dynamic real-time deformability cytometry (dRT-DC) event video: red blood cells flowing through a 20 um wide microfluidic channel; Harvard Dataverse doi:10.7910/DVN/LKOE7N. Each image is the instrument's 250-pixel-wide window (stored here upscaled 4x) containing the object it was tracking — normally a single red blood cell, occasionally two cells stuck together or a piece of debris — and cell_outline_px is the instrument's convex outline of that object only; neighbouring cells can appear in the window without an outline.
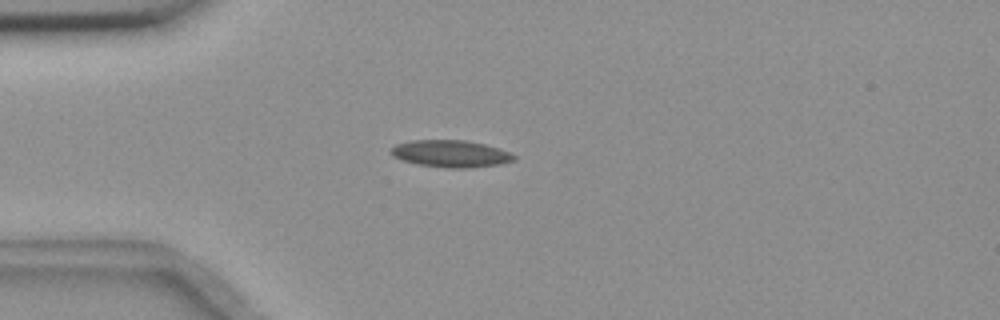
{"species": "common noctule bat (a hibernating species)", "species_latin": "Nyctalus noctula", "temperature_condition": "room temperature", "stored_images_in_passage": 3, "camera_frame_rate_fps": 3000, "um_per_image_px": 0.085, "animal": {"sex": "female", "body_mass_g": 18.4}, "frame": {"image": 1, "passage_image": 1, "time_ms": 0.0, "image_size_px": [1000, 320], "cell_outline_px": [[516, 160], [500, 164], [468, 168], [448, 168], [416, 164], [400, 160], [392, 156], [392, 148], [396, 144], [412, 140], [464, 140], [484, 144], [500, 148], [512, 152], [516, 156]], "centroid_in_image_um": [38.34, 13.07], "position_along_channel_um": 46.7, "area_um2": 19.54}}
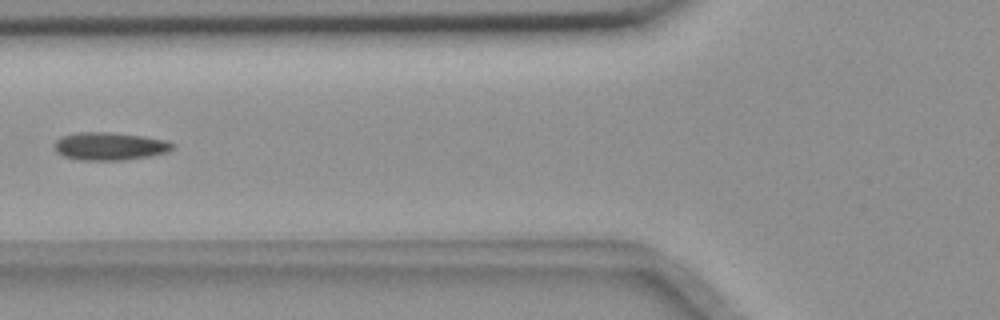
{"frame": {"image": 2, "passage_image": 3, "time_ms": 0.667, "image_size_px": [1000, 320], "cell_outline_px": [[176, 148], [168, 152], [148, 156], [124, 160], [80, 160], [64, 156], [56, 152], [52, 144], [56, 140], [64, 136], [80, 132], [112, 132], [144, 136], [164, 140], [176, 144]], "centroid_in_image_um": [9.34, 12.43], "position_along_channel_um": 116.5, "area_um2": 19.31}}